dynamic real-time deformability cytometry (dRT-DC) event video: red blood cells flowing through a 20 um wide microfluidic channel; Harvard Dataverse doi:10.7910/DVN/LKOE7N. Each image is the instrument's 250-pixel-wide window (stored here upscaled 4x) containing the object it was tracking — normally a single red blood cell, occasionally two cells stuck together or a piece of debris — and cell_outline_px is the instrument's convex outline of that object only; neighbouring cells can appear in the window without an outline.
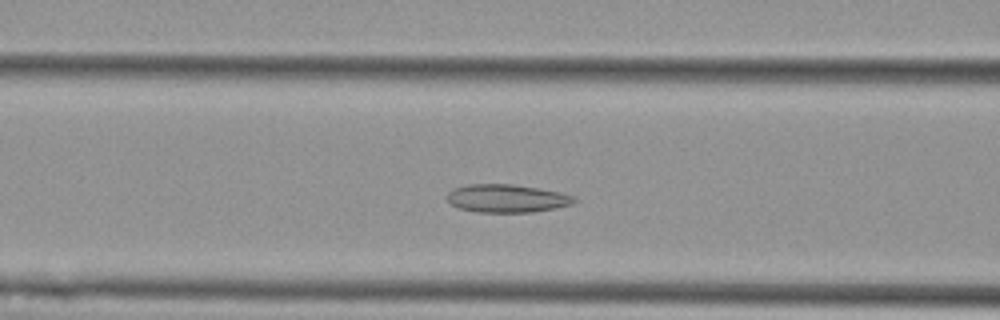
{"species": "Egyptian fruit bat (a non-hibernating species)", "species_latin": "Rousettus aegyptiacus", "temperature_condition": "cold", "stored_images_in_passage": 50, "camera_frame_rate_fps": 3000, "um_per_image_px": 0.085, "animal": {"sex": "female"}, "frame": {"image": 1, "passage_image": 17, "time_ms": 5.333, "image_size_px": [1000, 320], "cell_outline_px": [[576, 200], [572, 204], [532, 212], [476, 212], [460, 208], [452, 204], [448, 200], [448, 192], [452, 188], [468, 184], [512, 184], [540, 188], [560, 192], [576, 196]], "centroid_in_image_um": [43.08, 16.85], "position_along_channel_um": 123.5, "area_um2": 20.75}}
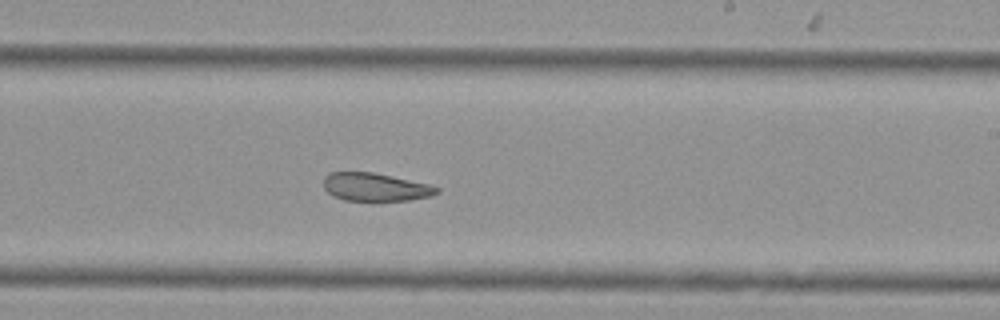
{"frame": {"image": 2, "passage_image": 28, "time_ms": 9.0, "image_size_px": [1000, 320], "cell_outline_px": [[440, 192], [432, 196], [408, 200], [376, 204], [344, 200], [332, 196], [324, 188], [324, 176], [328, 172], [372, 172], [428, 184], [440, 188]], "centroid_in_image_um": [31.89, 15.95], "position_along_channel_um": 257.1, "area_um2": 19.36}}
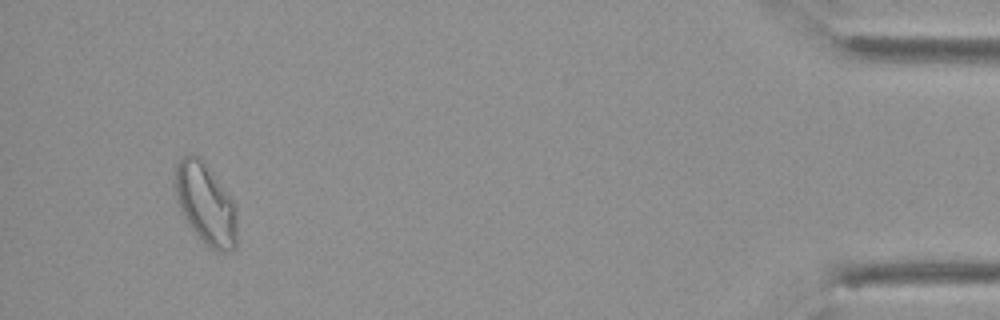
{"frame": {"image": 3, "passage_image": 47, "time_ms": 15.333, "image_size_px": [1000, 320], "cell_outline_px": [[236, 248], [228, 252], [216, 252], [208, 248], [192, 228], [180, 212], [176, 196], [176, 164], [184, 152], [192, 152], [200, 156], [204, 160], [232, 200], [236, 216]], "centroid_in_image_um": [17.46, 17.31], "position_along_channel_um": 417.7, "area_um2": 29.42}, "authors_computed_cell_mechanics": {"area_um2": 23.8136, "velocity_mm_per_s": 3.6545, "shape_relaxation_time_tau1_ms": null, "shape_relaxation_time_tau2_ms": 3.5553, "deformation_change_tau1": null, "deformation_change_tau2": 0.1039}}